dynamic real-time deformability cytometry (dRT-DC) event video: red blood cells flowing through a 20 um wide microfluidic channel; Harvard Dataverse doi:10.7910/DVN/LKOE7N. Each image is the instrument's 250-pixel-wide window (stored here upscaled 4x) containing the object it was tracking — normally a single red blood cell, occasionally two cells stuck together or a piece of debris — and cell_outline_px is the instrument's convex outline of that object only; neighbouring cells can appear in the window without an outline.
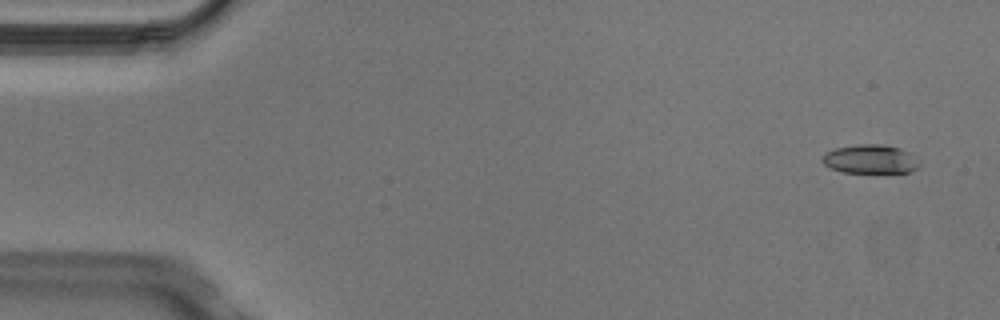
{"species": "Egyptian fruit bat (a non-hibernating species)", "species_latin": "Rousettus aegyptiacus", "temperature_condition": "cold", "stored_images_in_passage": 4, "camera_frame_rate_fps": 3000, "um_per_image_px": 0.085, "animal": {"sex": "male"}, "frame": {"image": 1, "passage_image": 1, "time_ms": 0.0, "image_size_px": [1000, 320], "cell_outline_px": [[920, 164], [916, 168], [908, 172], [840, 172], [824, 164], [820, 160], [820, 156], [836, 148], [860, 144], [880, 144], [900, 148], [908, 152]], "centroid_in_image_um": [73.93, 13.52], "position_along_channel_um": 11.1, "area_um2": 16.07}}
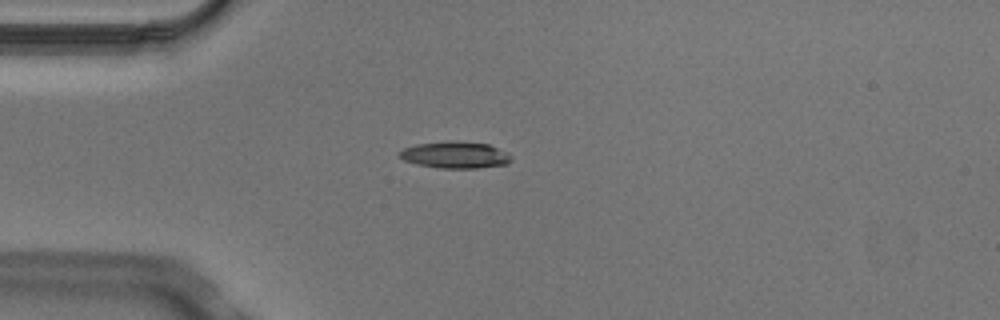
{"frame": {"image": 2, "passage_image": 4, "time_ms": 1.0, "image_size_px": [1000, 320], "cell_outline_px": [[512, 160], [504, 164], [476, 168], [440, 168], [416, 164], [404, 160], [400, 156], [400, 152], [404, 148], [416, 144], [448, 140], [456, 140], [488, 144], [508, 152], [512, 156]], "centroid_in_image_um": [38.7, 13.15], "position_along_channel_um": 46.3, "area_um2": 17.46}}